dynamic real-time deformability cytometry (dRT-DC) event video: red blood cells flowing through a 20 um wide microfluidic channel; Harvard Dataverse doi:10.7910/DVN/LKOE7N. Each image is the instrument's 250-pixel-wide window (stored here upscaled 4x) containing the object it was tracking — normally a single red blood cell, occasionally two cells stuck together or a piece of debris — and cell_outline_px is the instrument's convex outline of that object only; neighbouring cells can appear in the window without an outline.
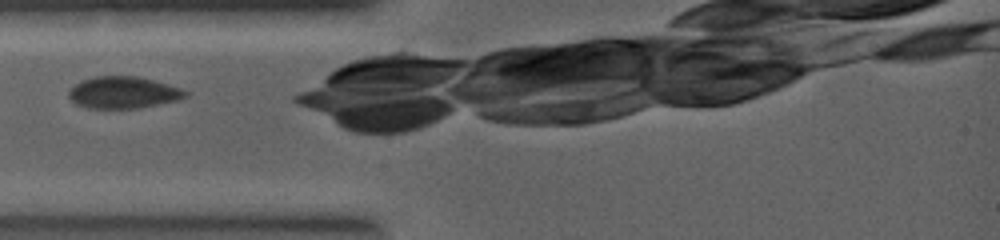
{"species": "common noctule bat (a hibernating species)", "species_latin": "Nyctalus noctula", "temperature_condition": "warm", "stored_images_in_passage": 8, "camera_frame_rate_fps": 5000, "um_per_image_px": 0.085, "animal": {"sex": "female", "body_mass_g": 19.0, "forearm_length_mm": 53.3}, "frame": {"image": 1, "passage_image": 1, "time_ms": 0.0, "image_size_px": [1000, 240], "cell_outline_px": [[188, 96], [176, 100], [140, 108], [88, 108], [76, 104], [68, 96], [68, 92], [76, 84], [84, 80], [96, 76], [136, 76], [152, 80], [180, 88], [188, 92]], "centroid_in_image_um": [10.47, 7.87], "position_along_channel_um": 74.5, "area_um2": 21.33}}